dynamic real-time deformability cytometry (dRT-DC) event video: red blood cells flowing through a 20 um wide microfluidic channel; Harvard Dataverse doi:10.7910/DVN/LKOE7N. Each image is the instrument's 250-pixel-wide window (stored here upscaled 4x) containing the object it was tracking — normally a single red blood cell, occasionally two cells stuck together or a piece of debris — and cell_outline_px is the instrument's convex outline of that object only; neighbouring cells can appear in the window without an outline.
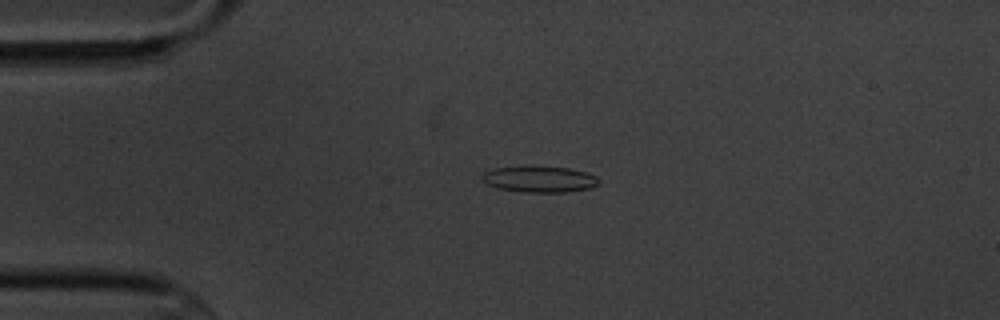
{"species": "common noctule bat (a hibernating species)", "species_latin": "Nyctalus noctula", "temperature_condition": "cold", "stored_images_in_passage": 3, "segment_of_instrument_passage": [1, 2], "camera_frame_rate_fps": 3000, "um_per_image_px": 0.085, "animal": {"sex": "male", "body_mass_g": 20.1, "forearm_length_mm": 53.5}, "frame": {"image": 1, "passage_image": 1, "time_ms": 0.0, "image_size_px": [1000, 320], "cell_outline_px": [[600, 184], [588, 188], [568, 192], [524, 192], [496, 188], [484, 184], [484, 172], [496, 168], [528, 164], [572, 168], [588, 172], [596, 176], [600, 180]], "centroid_in_image_um": [45.88, 15.2], "position_along_channel_um": 39.1, "area_um2": 18.44}}